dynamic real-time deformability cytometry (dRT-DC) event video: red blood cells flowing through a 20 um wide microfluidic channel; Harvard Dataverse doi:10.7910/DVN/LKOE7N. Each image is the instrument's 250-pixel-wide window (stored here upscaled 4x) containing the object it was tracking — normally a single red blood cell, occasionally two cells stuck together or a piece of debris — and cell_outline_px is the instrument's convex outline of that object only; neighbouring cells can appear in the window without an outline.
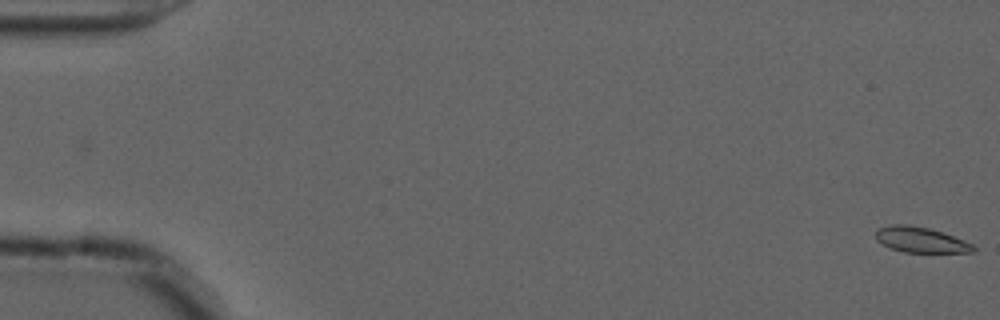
{"species": "common noctule bat (a hibernating species)", "species_latin": "Nyctalus noctula", "temperature_condition": "cold", "stored_images_in_passage": 52, "camera_frame_rate_fps": 3000, "um_per_image_px": 0.085, "animal": {"sex": "male", "forearm_length_mm": 52.5}, "frame": {"image": 1, "passage_image": 1, "time_ms": 0.0, "image_size_px": [1000, 320], "cell_outline_px": [[976, 248], [972, 252], [904, 252], [892, 248], [876, 240], [876, 232], [880, 228], [892, 224], [908, 224], [928, 228], [944, 232], [964, 240], [972, 244]], "centroid_in_image_um": [78.28, 20.37], "position_along_channel_um": 6.7, "area_um2": 14.33}}
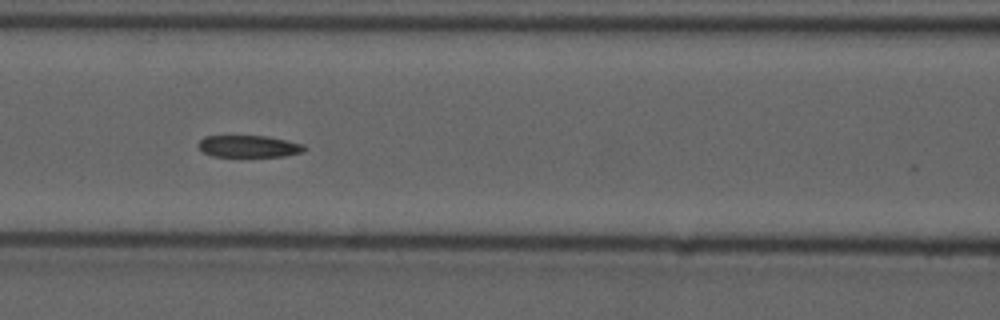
{"frame": {"image": 2, "passage_image": 25, "time_ms": 8.0, "image_size_px": [1000, 320], "cell_outline_px": [[308, 148], [304, 152], [284, 156], [212, 156], [204, 152], [196, 144], [204, 136], [268, 136], [288, 140], [304, 144]], "centroid_in_image_um": [21.2, 12.43], "position_along_channel_um": 145.4, "area_um2": 13.64}}
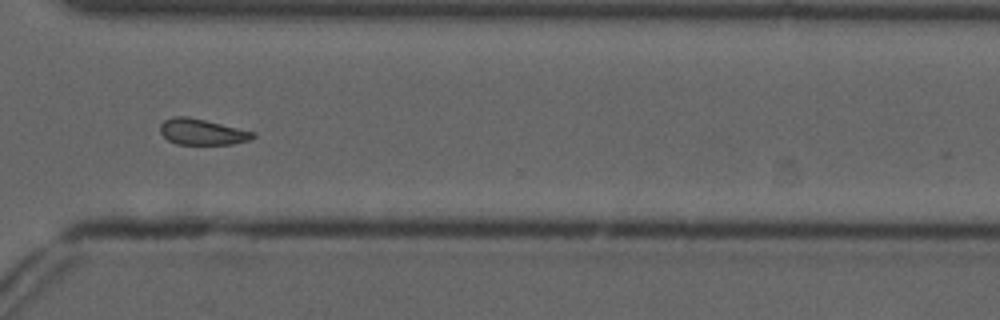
{"frame": {"image": 3, "passage_image": 42, "time_ms": 13.667, "image_size_px": [1000, 320], "cell_outline_px": [[256, 136], [252, 140], [232, 144], [176, 144], [168, 140], [160, 132], [160, 124], [164, 120], [172, 116], [188, 116], [256, 132]], "centroid_in_image_um": [17.2, 11.21], "position_along_channel_um": 353.4, "area_um2": 14.16}}